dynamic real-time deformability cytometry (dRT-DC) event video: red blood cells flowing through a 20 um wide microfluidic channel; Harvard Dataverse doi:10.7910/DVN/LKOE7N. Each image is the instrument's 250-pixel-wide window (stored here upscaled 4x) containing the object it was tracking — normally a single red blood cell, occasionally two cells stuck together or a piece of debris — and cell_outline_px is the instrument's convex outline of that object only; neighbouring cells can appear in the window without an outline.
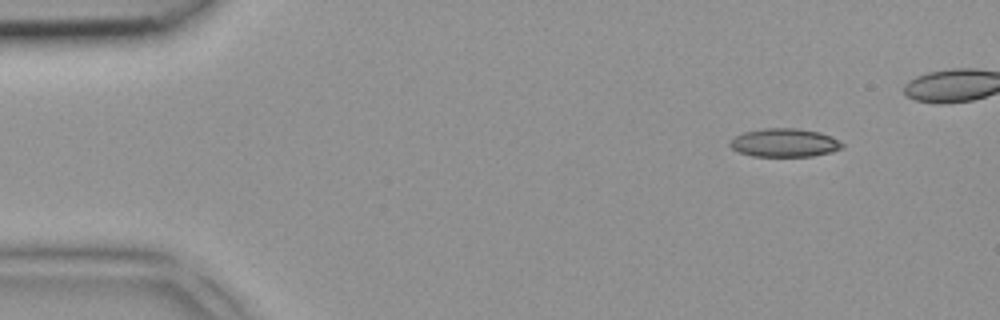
{"species": "common noctule bat (a hibernating species)", "species_latin": "Nyctalus noctula", "temperature_condition": "room temperature", "stored_images_in_passage": 5, "camera_frame_rate_fps": 3000, "um_per_image_px": 0.085, "animal": {"sex": "female", "body_mass_g": 18.4}, "frame": {"image": 1, "passage_image": 1, "time_ms": 0.0, "image_size_px": [1000, 320], "cell_outline_px": [[844, 148], [832, 152], [812, 156], [752, 156], [736, 152], [728, 144], [736, 136], [744, 132], [764, 128], [796, 128], [820, 132], [832, 136], [844, 144]], "centroid_in_image_um": [66.7, 12.13], "position_along_channel_um": 18.3, "area_um2": 18.73}}